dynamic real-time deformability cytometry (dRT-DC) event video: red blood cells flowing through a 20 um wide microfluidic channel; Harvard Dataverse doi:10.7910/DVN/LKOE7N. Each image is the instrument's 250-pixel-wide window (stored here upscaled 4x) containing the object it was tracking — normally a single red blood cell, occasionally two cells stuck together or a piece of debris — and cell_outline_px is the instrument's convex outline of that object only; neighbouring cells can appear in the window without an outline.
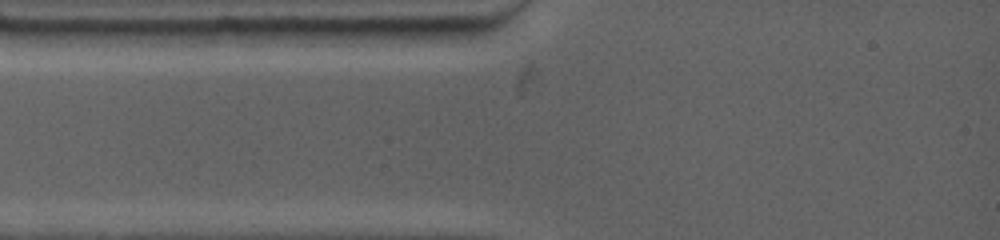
{"species": "common noctule bat (a hibernating species)", "species_latin": "Nyctalus noctula", "temperature_condition": "warm", "stored_images_in_passage": 2, "segment_of_instrument_passage": [1, 2], "camera_frame_rate_fps": 4500, "um_per_image_px": 0.085, "animal": {"sex": "female", "body_mass_g": 19.0, "forearm_length_mm": 53.3}, "frame": {"image": 1, "passage_image": 1, "time_ms": 0.0, "image_size_px": [1000, 240], "cell_outline_px": [[244, 40], [240, 44], [160, 44], [136, 32], [176, 28], [240, 28], [244, 32]], "centroid_in_image_um": [16.67, 3.06], "position_along_channel_um": 68.3, "area_um2": 10.75}}